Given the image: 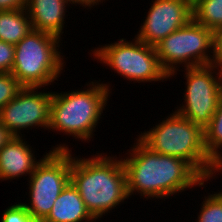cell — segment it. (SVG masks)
<instances>
[{
    "label": "cell",
    "mask_w": 222,
    "mask_h": 222,
    "mask_svg": "<svg viewBox=\"0 0 222 222\" xmlns=\"http://www.w3.org/2000/svg\"><path fill=\"white\" fill-rule=\"evenodd\" d=\"M133 41L121 38L119 41L100 45L91 50L94 59L107 65L123 79L138 83H152L169 80L163 71L154 46L143 43L136 37Z\"/></svg>",
    "instance_id": "8"
},
{
    "label": "cell",
    "mask_w": 222,
    "mask_h": 222,
    "mask_svg": "<svg viewBox=\"0 0 222 222\" xmlns=\"http://www.w3.org/2000/svg\"><path fill=\"white\" fill-rule=\"evenodd\" d=\"M15 45L0 40V73H11L14 63Z\"/></svg>",
    "instance_id": "21"
},
{
    "label": "cell",
    "mask_w": 222,
    "mask_h": 222,
    "mask_svg": "<svg viewBox=\"0 0 222 222\" xmlns=\"http://www.w3.org/2000/svg\"><path fill=\"white\" fill-rule=\"evenodd\" d=\"M137 39L150 46L157 45L172 32L192 19V5L187 0H153Z\"/></svg>",
    "instance_id": "11"
},
{
    "label": "cell",
    "mask_w": 222,
    "mask_h": 222,
    "mask_svg": "<svg viewBox=\"0 0 222 222\" xmlns=\"http://www.w3.org/2000/svg\"><path fill=\"white\" fill-rule=\"evenodd\" d=\"M1 222H41L35 220L21 202L11 204L2 214Z\"/></svg>",
    "instance_id": "20"
},
{
    "label": "cell",
    "mask_w": 222,
    "mask_h": 222,
    "mask_svg": "<svg viewBox=\"0 0 222 222\" xmlns=\"http://www.w3.org/2000/svg\"><path fill=\"white\" fill-rule=\"evenodd\" d=\"M191 5H193L197 0H187Z\"/></svg>",
    "instance_id": "26"
},
{
    "label": "cell",
    "mask_w": 222,
    "mask_h": 222,
    "mask_svg": "<svg viewBox=\"0 0 222 222\" xmlns=\"http://www.w3.org/2000/svg\"><path fill=\"white\" fill-rule=\"evenodd\" d=\"M27 0H0V11L25 9Z\"/></svg>",
    "instance_id": "23"
},
{
    "label": "cell",
    "mask_w": 222,
    "mask_h": 222,
    "mask_svg": "<svg viewBox=\"0 0 222 222\" xmlns=\"http://www.w3.org/2000/svg\"><path fill=\"white\" fill-rule=\"evenodd\" d=\"M40 87H23L0 111V122L14 136H24L21 130L41 128L50 124L53 92H38Z\"/></svg>",
    "instance_id": "10"
},
{
    "label": "cell",
    "mask_w": 222,
    "mask_h": 222,
    "mask_svg": "<svg viewBox=\"0 0 222 222\" xmlns=\"http://www.w3.org/2000/svg\"><path fill=\"white\" fill-rule=\"evenodd\" d=\"M204 196L196 222H222V192Z\"/></svg>",
    "instance_id": "18"
},
{
    "label": "cell",
    "mask_w": 222,
    "mask_h": 222,
    "mask_svg": "<svg viewBox=\"0 0 222 222\" xmlns=\"http://www.w3.org/2000/svg\"><path fill=\"white\" fill-rule=\"evenodd\" d=\"M118 158L104 153L86 159L71 154L70 182L95 219L99 220L129 199L126 171Z\"/></svg>",
    "instance_id": "2"
},
{
    "label": "cell",
    "mask_w": 222,
    "mask_h": 222,
    "mask_svg": "<svg viewBox=\"0 0 222 222\" xmlns=\"http://www.w3.org/2000/svg\"><path fill=\"white\" fill-rule=\"evenodd\" d=\"M135 140L133 147L127 150L129 155L121 158L129 197L137 193L140 198L163 200L207 183L208 180L184 159L160 155L138 138Z\"/></svg>",
    "instance_id": "1"
},
{
    "label": "cell",
    "mask_w": 222,
    "mask_h": 222,
    "mask_svg": "<svg viewBox=\"0 0 222 222\" xmlns=\"http://www.w3.org/2000/svg\"><path fill=\"white\" fill-rule=\"evenodd\" d=\"M213 63L222 67V26L213 31Z\"/></svg>",
    "instance_id": "22"
},
{
    "label": "cell",
    "mask_w": 222,
    "mask_h": 222,
    "mask_svg": "<svg viewBox=\"0 0 222 222\" xmlns=\"http://www.w3.org/2000/svg\"><path fill=\"white\" fill-rule=\"evenodd\" d=\"M204 144L207 154L218 165L209 177L211 181L216 177V173L222 172V153L220 152L222 150V96L213 118L204 128Z\"/></svg>",
    "instance_id": "16"
},
{
    "label": "cell",
    "mask_w": 222,
    "mask_h": 222,
    "mask_svg": "<svg viewBox=\"0 0 222 222\" xmlns=\"http://www.w3.org/2000/svg\"><path fill=\"white\" fill-rule=\"evenodd\" d=\"M192 19L212 31L222 26V0H197L192 5Z\"/></svg>",
    "instance_id": "17"
},
{
    "label": "cell",
    "mask_w": 222,
    "mask_h": 222,
    "mask_svg": "<svg viewBox=\"0 0 222 222\" xmlns=\"http://www.w3.org/2000/svg\"><path fill=\"white\" fill-rule=\"evenodd\" d=\"M71 5H80L84 8L87 7V9H91V7L95 6V5H100V3H103L106 0H69Z\"/></svg>",
    "instance_id": "24"
},
{
    "label": "cell",
    "mask_w": 222,
    "mask_h": 222,
    "mask_svg": "<svg viewBox=\"0 0 222 222\" xmlns=\"http://www.w3.org/2000/svg\"><path fill=\"white\" fill-rule=\"evenodd\" d=\"M40 161L23 136H14L0 149V180L30 177Z\"/></svg>",
    "instance_id": "12"
},
{
    "label": "cell",
    "mask_w": 222,
    "mask_h": 222,
    "mask_svg": "<svg viewBox=\"0 0 222 222\" xmlns=\"http://www.w3.org/2000/svg\"><path fill=\"white\" fill-rule=\"evenodd\" d=\"M167 117L137 135L138 139L155 153L184 159L209 180L218 165L206 152L204 129L176 111Z\"/></svg>",
    "instance_id": "4"
},
{
    "label": "cell",
    "mask_w": 222,
    "mask_h": 222,
    "mask_svg": "<svg viewBox=\"0 0 222 222\" xmlns=\"http://www.w3.org/2000/svg\"><path fill=\"white\" fill-rule=\"evenodd\" d=\"M31 30L32 24L25 9L0 11V40L18 44Z\"/></svg>",
    "instance_id": "15"
},
{
    "label": "cell",
    "mask_w": 222,
    "mask_h": 222,
    "mask_svg": "<svg viewBox=\"0 0 222 222\" xmlns=\"http://www.w3.org/2000/svg\"><path fill=\"white\" fill-rule=\"evenodd\" d=\"M213 43V31L191 19L154 47L163 71L173 78L181 64L184 69L213 64Z\"/></svg>",
    "instance_id": "7"
},
{
    "label": "cell",
    "mask_w": 222,
    "mask_h": 222,
    "mask_svg": "<svg viewBox=\"0 0 222 222\" xmlns=\"http://www.w3.org/2000/svg\"><path fill=\"white\" fill-rule=\"evenodd\" d=\"M22 88L11 73H0V111Z\"/></svg>",
    "instance_id": "19"
},
{
    "label": "cell",
    "mask_w": 222,
    "mask_h": 222,
    "mask_svg": "<svg viewBox=\"0 0 222 222\" xmlns=\"http://www.w3.org/2000/svg\"><path fill=\"white\" fill-rule=\"evenodd\" d=\"M96 220L87 210L79 192L69 182L42 222H96Z\"/></svg>",
    "instance_id": "14"
},
{
    "label": "cell",
    "mask_w": 222,
    "mask_h": 222,
    "mask_svg": "<svg viewBox=\"0 0 222 222\" xmlns=\"http://www.w3.org/2000/svg\"><path fill=\"white\" fill-rule=\"evenodd\" d=\"M14 135L5 128L0 122V149L12 138Z\"/></svg>",
    "instance_id": "25"
},
{
    "label": "cell",
    "mask_w": 222,
    "mask_h": 222,
    "mask_svg": "<svg viewBox=\"0 0 222 222\" xmlns=\"http://www.w3.org/2000/svg\"><path fill=\"white\" fill-rule=\"evenodd\" d=\"M71 153L66 144L53 146L28 177L30 204L22 205L35 220L42 222L49 215L55 200L70 182Z\"/></svg>",
    "instance_id": "6"
},
{
    "label": "cell",
    "mask_w": 222,
    "mask_h": 222,
    "mask_svg": "<svg viewBox=\"0 0 222 222\" xmlns=\"http://www.w3.org/2000/svg\"><path fill=\"white\" fill-rule=\"evenodd\" d=\"M100 81H89L91 83L88 82L83 90L54 91L48 131L71 135L78 141H90L112 93L110 84Z\"/></svg>",
    "instance_id": "3"
},
{
    "label": "cell",
    "mask_w": 222,
    "mask_h": 222,
    "mask_svg": "<svg viewBox=\"0 0 222 222\" xmlns=\"http://www.w3.org/2000/svg\"><path fill=\"white\" fill-rule=\"evenodd\" d=\"M70 4L69 0H27L25 10L29 14L34 30L62 39L66 8Z\"/></svg>",
    "instance_id": "13"
},
{
    "label": "cell",
    "mask_w": 222,
    "mask_h": 222,
    "mask_svg": "<svg viewBox=\"0 0 222 222\" xmlns=\"http://www.w3.org/2000/svg\"><path fill=\"white\" fill-rule=\"evenodd\" d=\"M184 70V104L175 111L204 129L213 118L222 96V67L213 63Z\"/></svg>",
    "instance_id": "9"
},
{
    "label": "cell",
    "mask_w": 222,
    "mask_h": 222,
    "mask_svg": "<svg viewBox=\"0 0 222 222\" xmlns=\"http://www.w3.org/2000/svg\"><path fill=\"white\" fill-rule=\"evenodd\" d=\"M61 40L55 35L31 30L15 45L11 74L23 87L50 86L65 67L64 56L59 49Z\"/></svg>",
    "instance_id": "5"
}]
</instances>
